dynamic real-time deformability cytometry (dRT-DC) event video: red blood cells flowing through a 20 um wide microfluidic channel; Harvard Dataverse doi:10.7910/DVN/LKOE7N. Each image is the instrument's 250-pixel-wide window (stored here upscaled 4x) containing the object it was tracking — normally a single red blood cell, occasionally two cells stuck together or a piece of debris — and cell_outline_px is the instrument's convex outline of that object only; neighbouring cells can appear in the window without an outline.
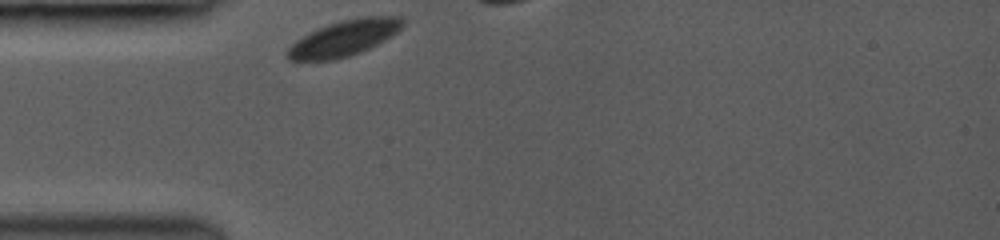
{"species": "common noctule bat (a hibernating species)", "species_latin": "Nyctalus noctula", "temperature_condition": "room temperature", "stored_images_in_passage": 4, "camera_frame_rate_fps": 3000, "um_per_image_px": 0.085, "animal": {"sex": "female", "body_mass_g": 19.0, "forearm_length_mm": 53.3}, "frame": {"image": 1, "passage_image": 1, "time_ms": 0.0, "image_size_px": [1000, 240], "cell_outline_px": [[404, 24], [392, 36], [360, 52], [336, 60], [288, 60], [284, 56], [284, 52], [296, 40], [328, 24], [340, 20], [364, 16], [400, 16], [404, 20]], "centroid_in_image_um": [29.24, 3.24], "position_along_channel_um": 55.8, "area_um2": 23.87}}